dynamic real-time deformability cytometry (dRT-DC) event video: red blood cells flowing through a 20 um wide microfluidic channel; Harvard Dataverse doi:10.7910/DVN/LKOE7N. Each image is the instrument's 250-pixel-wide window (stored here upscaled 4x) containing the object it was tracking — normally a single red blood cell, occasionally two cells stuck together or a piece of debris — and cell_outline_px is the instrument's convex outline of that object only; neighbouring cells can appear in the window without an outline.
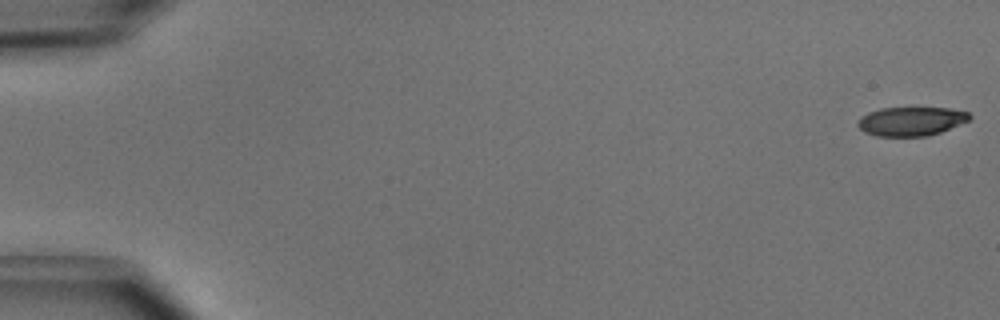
{"species": "common noctule bat (a hibernating species)", "species_latin": "Nyctalus noctula", "temperature_condition": "cold", "stored_images_in_passage": 50, "camera_frame_rate_fps": 3000, "um_per_image_px": 0.085, "animal": {"sex": "male", "body_mass_g": 15.6}, "frame": {"image": 1, "passage_image": 1, "time_ms": 0.0, "image_size_px": [1000, 320], "cell_outline_px": [[972, 116], [968, 120], [960, 124], [940, 132], [928, 136], [876, 136], [864, 132], [856, 124], [860, 116], [868, 112], [880, 108], [948, 108], [968, 112]], "centroid_in_image_um": [77.41, 10.31], "position_along_channel_um": 7.6, "area_um2": 18.84}}
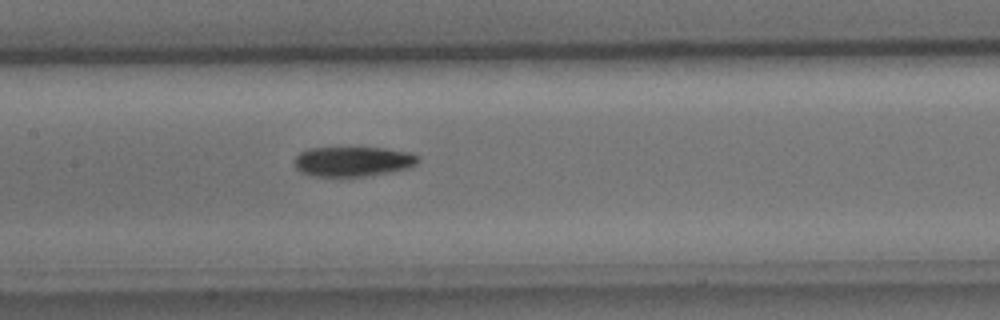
{"frame": {"image": 2, "passage_image": 25, "time_ms": 8.0, "image_size_px": [1000, 320], "cell_outline_px": [[420, 160], [416, 164], [408, 168], [392, 172], [364, 176], [312, 176], [300, 172], [296, 168], [296, 156], [300, 152], [308, 148], [384, 148], [408, 152], [420, 156]], "centroid_in_image_um": [30.02, 13.73], "position_along_channel_um": 177.4, "area_um2": 21.5}}
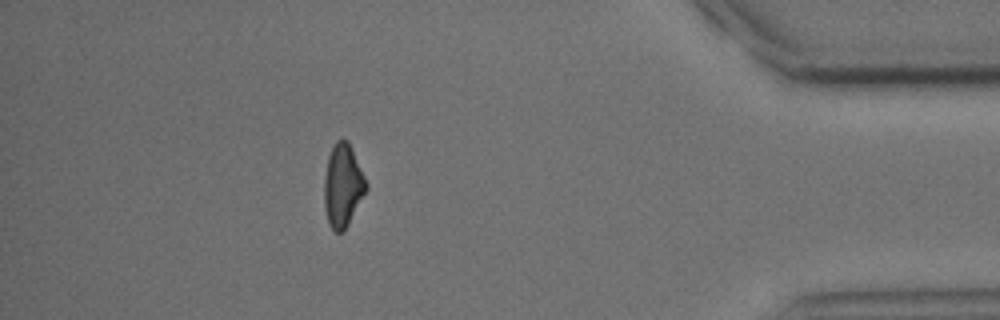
{"frame": {"image": 3, "passage_image": 45, "time_ms": 14.667, "image_size_px": [1000, 320], "cell_outline_px": [[368, 188], [344, 232], [336, 232], [328, 224], [324, 208], [324, 176], [328, 156], [336, 140], [348, 140], [352, 148], [368, 184]], "centroid_in_image_um": [29.13, 15.79], "position_along_channel_um": 406.1, "area_um2": 20.4}, "authors_computed_cell_mechanics": {"area_um2": 21.0681, "velocity_mm_per_s": 4.0543, "shape_relaxation_time_tau1_ms": 3.925, "shape_relaxation_time_tau2_ms": null, "deformation_change_tau1": 0.1507, "deformation_change_tau2": null}}